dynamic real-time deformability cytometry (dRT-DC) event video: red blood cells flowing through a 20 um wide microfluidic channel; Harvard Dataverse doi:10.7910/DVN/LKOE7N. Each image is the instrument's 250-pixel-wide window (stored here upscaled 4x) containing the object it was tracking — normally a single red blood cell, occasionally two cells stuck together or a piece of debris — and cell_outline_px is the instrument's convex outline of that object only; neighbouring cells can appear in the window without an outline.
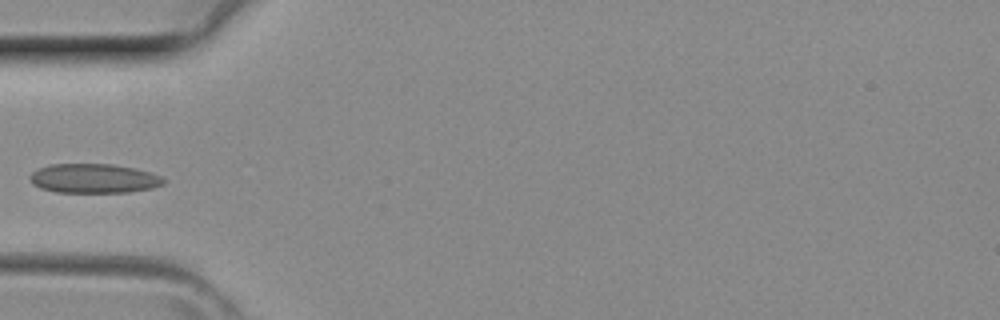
{"species": "common noctule bat (a hibernating species)", "species_latin": "Nyctalus noctula", "temperature_condition": "room temperature", "stored_images_in_passage": 2, "camera_frame_rate_fps": 3000, "um_per_image_px": 0.085, "animal": {"sex": "female", "body_mass_g": 29.2, "forearm_length_mm": 56.3}, "frame": {"image": 1, "passage_image": 2, "time_ms": 0.333, "image_size_px": [1000, 320], "cell_outline_px": [[168, 180], [164, 184], [152, 188], [128, 192], [56, 192], [40, 188], [32, 184], [28, 180], [28, 176], [36, 168], [48, 164], [112, 164], [136, 168], [152, 172]], "centroid_in_image_um": [7.95, 15.16], "position_along_channel_um": 77.0, "area_um2": 23.24}}